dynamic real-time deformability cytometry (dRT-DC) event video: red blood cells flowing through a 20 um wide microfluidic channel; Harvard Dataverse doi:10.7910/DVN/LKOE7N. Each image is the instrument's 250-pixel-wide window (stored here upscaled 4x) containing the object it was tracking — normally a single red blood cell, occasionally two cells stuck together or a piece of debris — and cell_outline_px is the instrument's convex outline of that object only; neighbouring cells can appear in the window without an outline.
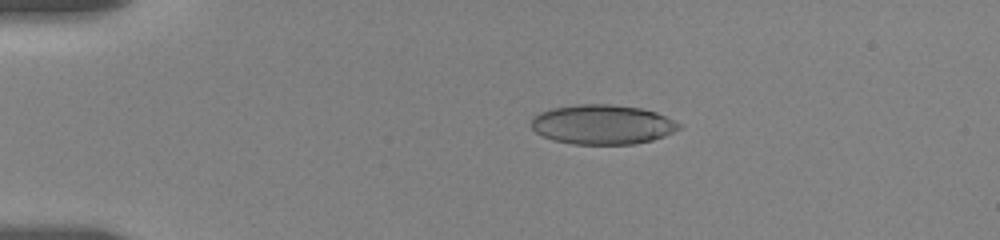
{"species": "human", "species_latin": "Homo sapiens", "temperature_condition": "room temperature", "stored_images_in_passage": 15, "camera_frame_rate_fps": 3000, "um_per_image_px": 0.085, "donor": {"sex": "female"}, "frame": {"image": 1, "passage_image": 5, "time_ms": 3.333, "image_size_px": [1000, 240], "cell_outline_px": [[680, 128], [664, 136], [652, 140], [632, 144], [572, 144], [552, 140], [536, 132], [532, 128], [532, 116], [540, 112], [552, 108], [580, 104], [612, 104], [640, 108], [656, 112], [680, 124]], "centroid_in_image_um": [51.17, 10.58], "position_along_channel_um": 33.8, "area_um2": 33.93}}
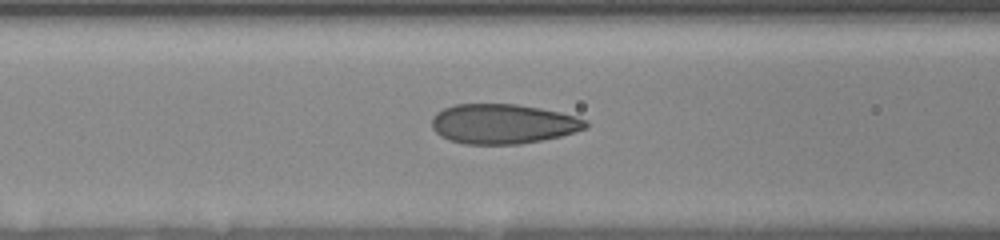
{"frame": {"image": 2, "passage_image": 11, "time_ms": 7.333, "image_size_px": [1000, 240], "cell_outline_px": [[588, 128], [576, 132], [560, 136], [520, 144], [464, 144], [440, 136], [432, 128], [432, 116], [436, 112], [444, 108], [456, 104], [516, 104], [540, 108], [560, 112], [576, 116], [588, 120]], "centroid_in_image_um": [42.77, 10.52], "position_along_channel_um": 123.8, "area_um2": 35.78}}
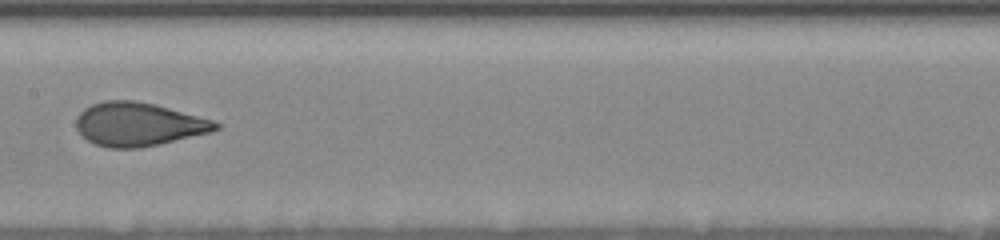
{"frame": {"image": 3, "passage_image": 14, "time_ms": 9.333, "image_size_px": [1000, 240], "cell_outline_px": [[220, 128], [212, 132], [160, 144], [140, 148], [108, 148], [96, 144], [88, 140], [76, 128], [76, 120], [80, 112], [84, 108], [92, 104], [104, 100], [136, 100], [156, 104], [212, 120], [220, 124]], "centroid_in_image_um": [11.77, 10.56], "position_along_channel_um": 195.6, "area_um2": 35.43}}